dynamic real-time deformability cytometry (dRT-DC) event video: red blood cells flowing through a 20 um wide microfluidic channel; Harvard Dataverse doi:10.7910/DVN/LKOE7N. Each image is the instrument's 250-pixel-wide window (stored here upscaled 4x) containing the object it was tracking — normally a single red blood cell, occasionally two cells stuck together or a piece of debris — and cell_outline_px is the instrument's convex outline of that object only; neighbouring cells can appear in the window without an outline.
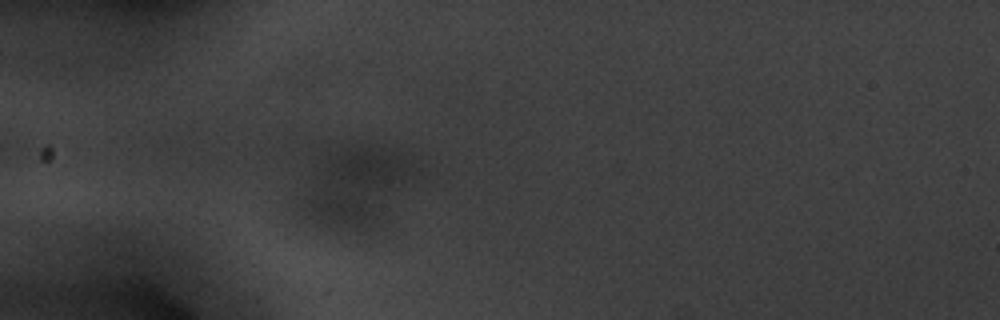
{"species": "common noctule bat (a hibernating species)", "species_latin": "Nyctalus noctula", "temperature_condition": "warm", "stored_images_in_passage": 6, "camera_frame_rate_fps": 3000, "um_per_image_px": 0.085, "animal": {"sex": "male", "body_mass_g": 20.1, "forearm_length_mm": 53.5}, "frame": {"image": 1, "passage_image": 3, "time_ms": 0.667, "image_size_px": [1000, 320], "cell_outline_px": [[400, 164], [396, 172], [364, 220], [344, 220], [320, 216], [304, 204], [336, 156], [360, 148], [392, 156]], "centroid_in_image_um": [29.96, 15.71], "position_along_channel_um": 55.0, "area_um2": 31.67}}